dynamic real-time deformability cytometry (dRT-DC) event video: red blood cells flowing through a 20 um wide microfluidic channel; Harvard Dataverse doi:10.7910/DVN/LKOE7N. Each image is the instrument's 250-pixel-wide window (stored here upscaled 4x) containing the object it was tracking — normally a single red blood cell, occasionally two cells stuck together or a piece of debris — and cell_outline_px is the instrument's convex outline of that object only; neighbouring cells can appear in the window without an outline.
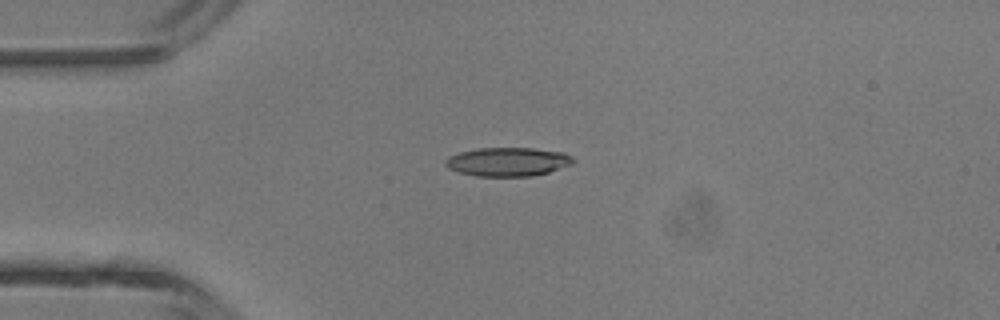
{"species": "common noctule bat (a hibernating species)", "species_latin": "Nyctalus noctula", "temperature_condition": "room temperature", "stored_images_in_passage": 2, "camera_frame_rate_fps": 3000, "um_per_image_px": 0.085, "animal": {"sex": "male", "body_mass_g": 13.3}, "frame": {"image": 1, "passage_image": 1, "time_ms": 0.0, "image_size_px": [1000, 320], "cell_outline_px": [[576, 160], [572, 164], [548, 172], [532, 176], [476, 176], [460, 172], [448, 168], [444, 164], [444, 160], [448, 156], [460, 152], [476, 148], [532, 148], [564, 152], [572, 156]], "centroid_in_image_um": [43.16, 13.74], "position_along_channel_um": 41.8, "area_um2": 21.5}}
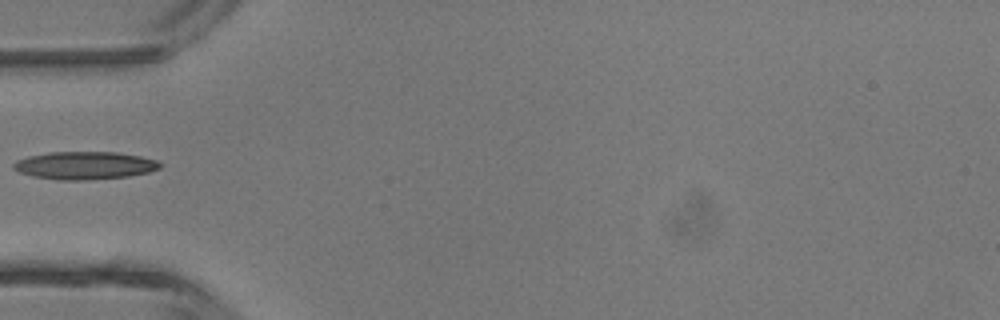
{"frame": {"image": 2, "passage_image": 2, "time_ms": 1.333, "image_size_px": [1000, 320], "cell_outline_px": [[164, 164], [160, 168], [148, 172], [128, 176], [84, 180], [56, 180], [32, 176], [20, 172], [12, 168], [12, 164], [16, 160], [28, 156], [48, 152], [116, 152], [140, 156], [156, 160]], "centroid_in_image_um": [7.18, 14.06], "position_along_channel_um": 77.8, "area_um2": 23.81}}